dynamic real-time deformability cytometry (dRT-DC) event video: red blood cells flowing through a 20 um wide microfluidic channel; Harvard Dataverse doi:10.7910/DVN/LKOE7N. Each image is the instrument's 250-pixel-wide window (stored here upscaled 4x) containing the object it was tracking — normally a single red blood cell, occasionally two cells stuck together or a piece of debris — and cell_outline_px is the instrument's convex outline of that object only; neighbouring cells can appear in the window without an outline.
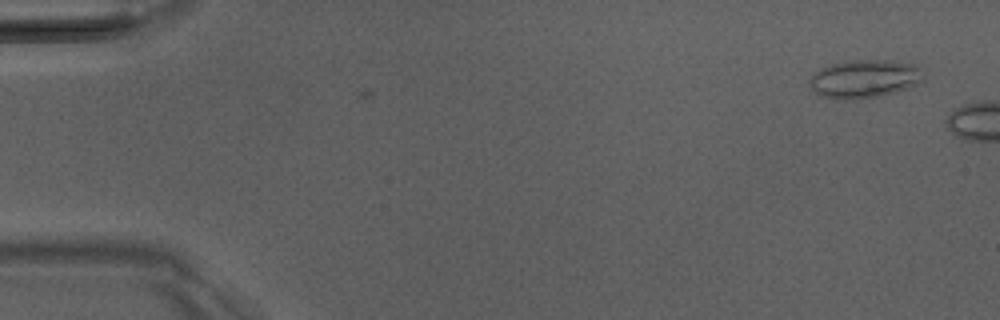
{"species": "Egyptian fruit bat (a non-hibernating species)", "species_latin": "Rousettus aegyptiacus", "temperature_condition": "room temperature", "stored_images_in_passage": 3, "camera_frame_rate_fps": 3000, "um_per_image_px": 0.085, "animal": {"sex": "male"}, "frame": {"image": 1, "passage_image": 2, "time_ms": 0.333, "image_size_px": [1000, 320], "cell_outline_px": [[924, 80], [916, 84], [896, 92], [880, 96], [852, 100], [832, 100], [820, 96], [808, 84], [808, 80], [820, 68], [844, 60], [892, 60], [920, 64], [924, 76]], "centroid_in_image_um": [73.49, 6.7], "position_along_channel_um": 11.5, "area_um2": 26.01}}